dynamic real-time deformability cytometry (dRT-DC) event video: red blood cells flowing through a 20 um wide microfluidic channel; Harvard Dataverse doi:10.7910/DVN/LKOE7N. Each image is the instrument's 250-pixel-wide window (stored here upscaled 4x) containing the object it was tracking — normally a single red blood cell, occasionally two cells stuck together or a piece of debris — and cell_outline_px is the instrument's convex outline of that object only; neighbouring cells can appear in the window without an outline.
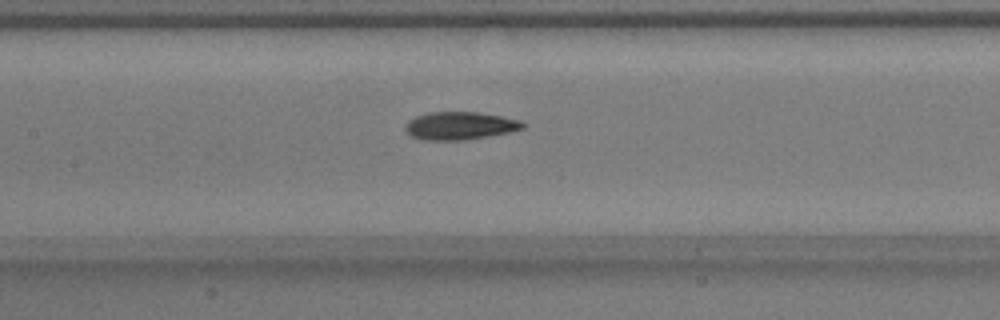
{"species": "common noctule bat (a hibernating species)", "species_latin": "Nyctalus noctula", "temperature_condition": "warm", "stored_images_in_passage": 53, "camera_frame_rate_fps": 3000, "um_per_image_px": 0.085, "animal": {"sex": "male", "body_mass_g": 17.9}, "frame": {"image": 1, "passage_image": 25, "time_ms": 8.0, "image_size_px": [1000, 320], "cell_outline_px": [[528, 124], [524, 128], [508, 132], [488, 136], [464, 140], [424, 140], [412, 136], [404, 128], [404, 124], [408, 120], [416, 116], [428, 112], [476, 112], [500, 116], [520, 120]], "centroid_in_image_um": [39.08, 10.68], "position_along_channel_um": 168.3, "area_um2": 19.07}}
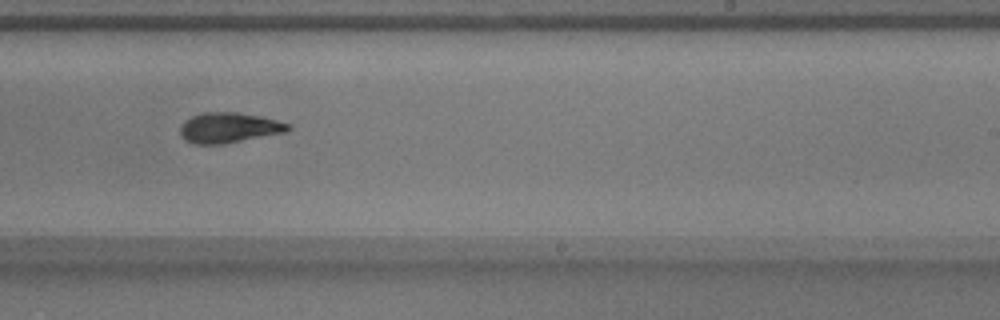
{"frame": {"image": 2, "passage_image": 33, "time_ms": 10.667, "image_size_px": [1000, 320], "cell_outline_px": [[292, 128], [288, 132], [224, 144], [192, 144], [184, 140], [180, 136], [180, 128], [192, 116], [204, 112], [236, 112], [260, 116], [292, 124]], "centroid_in_image_um": [19.51, 10.87], "position_along_channel_um": 269.5, "area_um2": 19.19}}
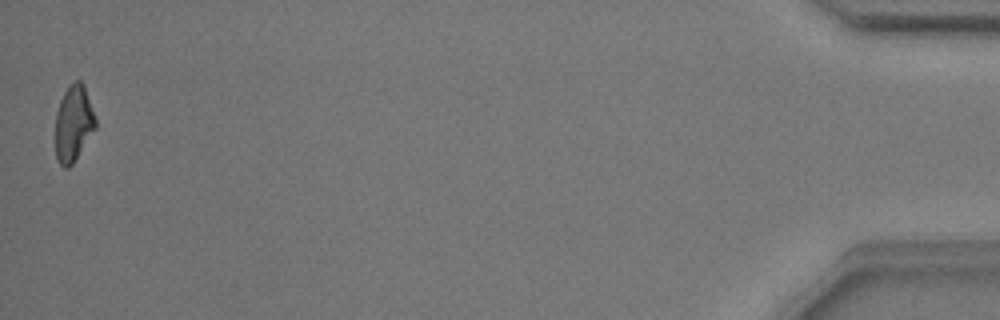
{"frame": {"image": 3, "passage_image": 53, "time_ms": 17.333, "image_size_px": [1000, 320], "cell_outline_px": [[96, 128], [72, 164], [68, 168], [64, 168], [56, 160], [56, 112], [60, 100], [64, 92], [76, 80], [80, 80], [84, 84], [96, 116]], "centroid_in_image_um": [6.26, 10.49], "position_along_channel_um": 428.9, "area_um2": 17.8}, "authors_computed_cell_mechanics": {"area_um2": 18.785, "velocity_mm_per_s": 3.8068, "shape_relaxation_time_tau1_ms": 5.5637, "shape_relaxation_time_tau2_ms": 3.3554, "deformation_change_tau1": 0.186, "deformation_change_tau2": 0.1058}}